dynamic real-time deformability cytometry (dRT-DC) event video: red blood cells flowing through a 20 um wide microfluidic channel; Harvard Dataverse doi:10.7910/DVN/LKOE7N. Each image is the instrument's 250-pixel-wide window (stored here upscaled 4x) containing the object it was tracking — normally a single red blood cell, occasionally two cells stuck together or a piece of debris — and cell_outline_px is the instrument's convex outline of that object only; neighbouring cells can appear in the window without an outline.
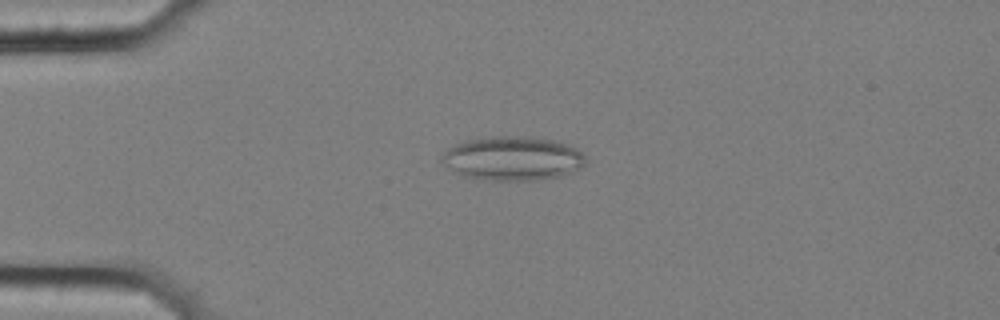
{"species": "common noctule bat (a hibernating species)", "species_latin": "Nyctalus noctula", "temperature_condition": "cold", "stored_images_in_passage": 49, "camera_frame_rate_fps": 3000, "um_per_image_px": 0.085, "animal": {"sex": "female", "body_mass_g": 25.1}, "frame": {"image": 1, "passage_image": 6, "time_ms": 1.667, "image_size_px": [1000, 320], "cell_outline_px": [[588, 160], [580, 168], [572, 172], [560, 176], [540, 180], [484, 180], [464, 176], [456, 172], [444, 164], [440, 160], [444, 152], [448, 148], [464, 140], [492, 136], [528, 136], [560, 140], [572, 144]], "centroid_in_image_um": [43.62, 13.45], "position_along_channel_um": 41.4, "area_um2": 37.4}}
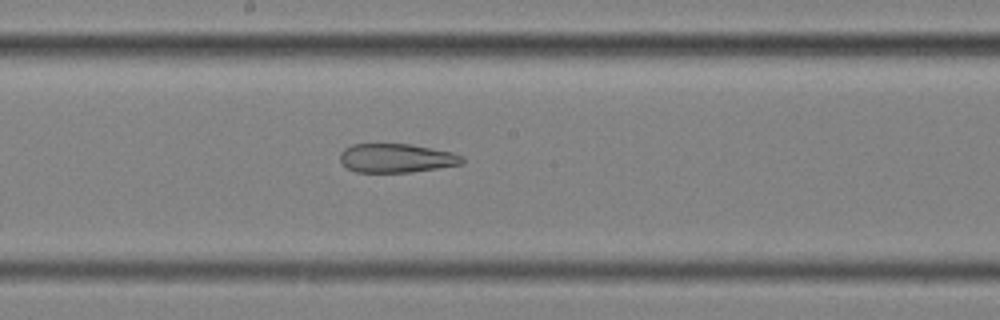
{"frame": {"image": 2, "passage_image": 23, "time_ms": 7.333, "image_size_px": [1000, 320], "cell_outline_px": [[464, 164], [440, 168], [412, 172], [356, 172], [348, 168], [340, 160], [340, 152], [344, 148], [352, 144], [412, 144], [452, 152], [464, 156]], "centroid_in_image_um": [33.73, 13.44], "position_along_channel_um": 214.5, "area_um2": 20.75}}
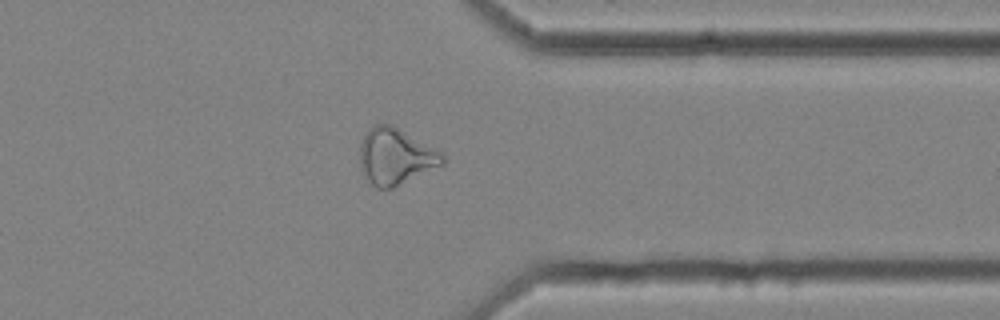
{"frame": {"image": 3, "passage_image": 37, "time_ms": 12.0, "image_size_px": [1000, 320], "cell_outline_px": [[448, 160], [444, 164], [392, 188], [376, 188], [368, 180], [360, 164], [360, 144], [368, 128], [376, 124], [392, 124], [444, 152]], "centroid_in_image_um": [33.67, 13.27], "position_along_channel_um": 377.7, "area_um2": 27.28}, "authors_computed_cell_mechanics": {"area_um2": 27.455, "velocity_mm_per_s": 3.5732, "shape_relaxation_time_tau1_ms": null, "shape_relaxation_time_tau2_ms": 5.3802, "deformation_change_tau1": null, "deformation_change_tau2": 0.1663}}